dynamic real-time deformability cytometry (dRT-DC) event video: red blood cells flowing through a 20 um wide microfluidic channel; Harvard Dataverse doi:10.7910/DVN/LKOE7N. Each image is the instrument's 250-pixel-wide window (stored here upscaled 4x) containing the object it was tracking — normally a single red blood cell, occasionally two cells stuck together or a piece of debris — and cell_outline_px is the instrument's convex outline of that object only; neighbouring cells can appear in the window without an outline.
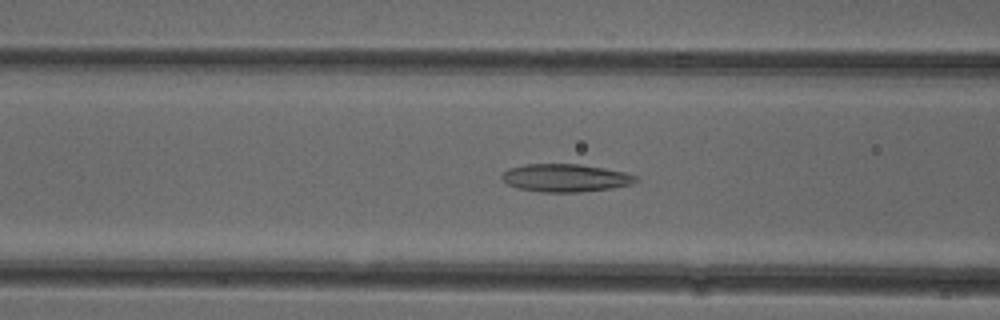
{"species": "common noctule bat (a hibernating species)", "species_latin": "Nyctalus noctula", "temperature_condition": "cold", "stored_images_in_passage": 49, "camera_frame_rate_fps": 3000, "um_per_image_px": 0.085, "animal": {"sex": "female"}, "frame": {"image": 1, "passage_image": 18, "time_ms": 5.667, "image_size_px": [1000, 320], "cell_outline_px": [[640, 180], [632, 184], [612, 188], [576, 192], [540, 192], [520, 188], [508, 184], [500, 176], [508, 168], [524, 164], [580, 164], [604, 168], [624, 172], [640, 176]], "centroid_in_image_um": [48.11, 15.11], "position_along_channel_um": 118.5, "area_um2": 21.79}}
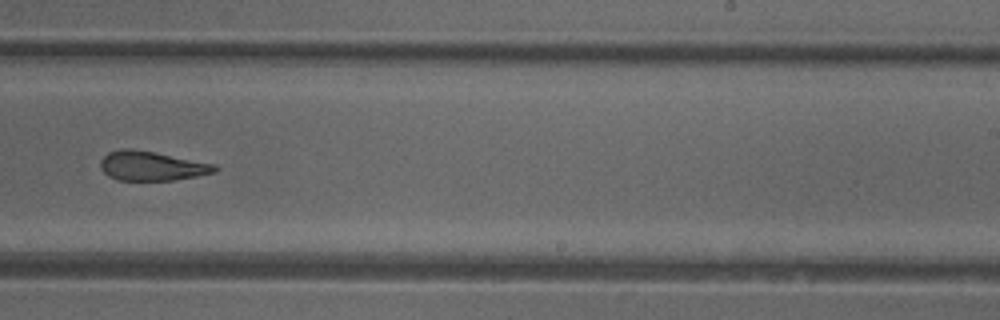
{"frame": {"image": 2, "passage_image": 30, "time_ms": 9.667, "image_size_px": [1000, 320], "cell_outline_px": [[220, 168], [216, 172], [196, 176], [172, 180], [116, 180], [108, 176], [100, 168], [100, 160], [108, 152], [124, 148], [128, 148], [152, 152], [216, 164]], "centroid_in_image_um": [12.89, 14.11], "position_along_channel_um": 276.1, "area_um2": 19.48}}
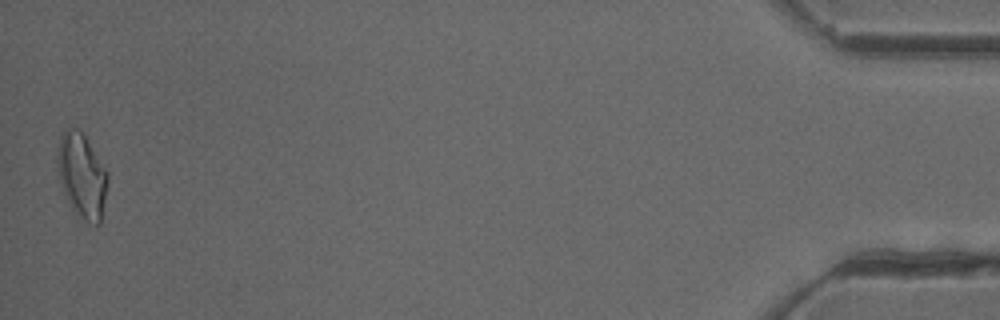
{"frame": {"image": 3, "passage_image": 49, "time_ms": 16.0, "image_size_px": [1000, 320], "cell_outline_px": [[108, 180], [100, 224], [88, 224], [80, 216], [68, 200], [56, 176], [56, 148], [60, 136], [68, 128], [76, 128], [84, 136], [108, 172]], "centroid_in_image_um": [6.92, 14.91], "position_along_channel_um": 428.3, "area_um2": 24.68}, "authors_computed_cell_mechanics": {"area_um2": 21.3282, "velocity_mm_per_s": 3.94, "shape_relaxation_time_tau1_ms": null, "shape_relaxation_time_tau2_ms": 2.5818, "deformation_change_tau1": null, "deformation_change_tau2": 0.1239}}